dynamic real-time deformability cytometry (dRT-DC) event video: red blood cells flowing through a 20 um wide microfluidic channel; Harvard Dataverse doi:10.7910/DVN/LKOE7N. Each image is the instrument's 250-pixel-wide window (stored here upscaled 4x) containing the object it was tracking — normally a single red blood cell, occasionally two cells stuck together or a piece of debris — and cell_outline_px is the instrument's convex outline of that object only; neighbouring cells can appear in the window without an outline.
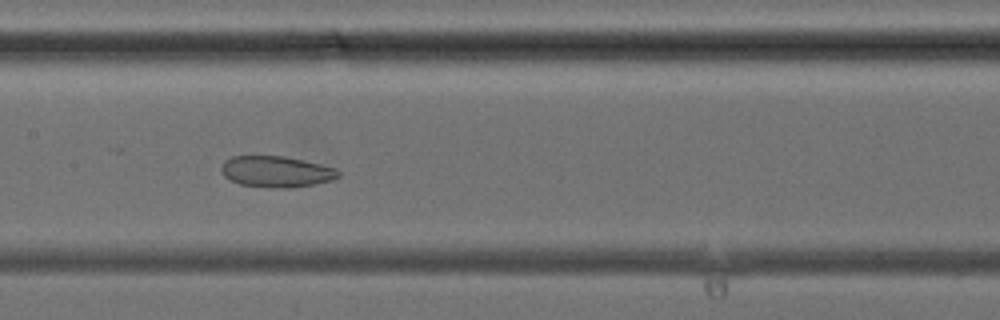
{"species": "common noctule bat (a hibernating species)", "species_latin": "Nyctalus noctula", "temperature_condition": "cold", "stored_images_in_passage": 34, "camera_frame_rate_fps": 3000, "um_per_image_px": 0.085, "animal": {"sex": "female", "body_mass_g": 24.6, "forearm_length_mm": 56.2}, "frame": {"image": 1, "passage_image": 13, "time_ms": 4.0, "image_size_px": [1000, 320], "cell_outline_px": [[340, 176], [332, 180], [312, 184], [288, 188], [272, 188], [240, 184], [228, 180], [224, 176], [220, 168], [224, 160], [232, 156], [284, 156], [320, 164], [336, 168], [340, 172]], "centroid_in_image_um": [23.45, 14.59], "position_along_channel_um": 183.9, "area_um2": 21.27}}
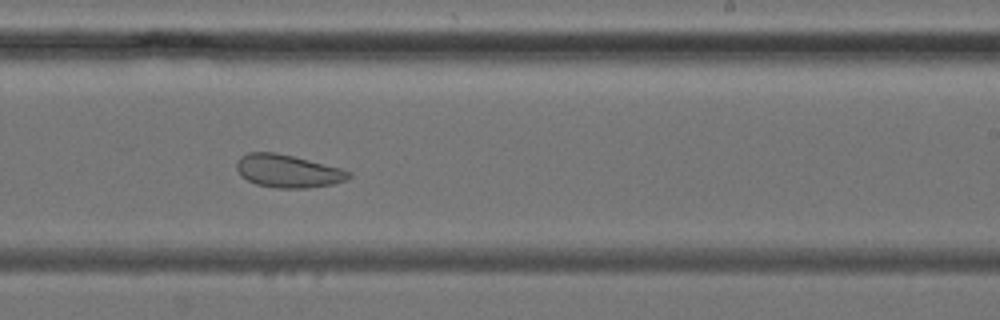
{"frame": {"image": 2, "passage_image": 18, "time_ms": 5.667, "image_size_px": [1000, 320], "cell_outline_px": [[352, 176], [344, 180], [332, 184], [308, 188], [276, 188], [256, 184], [240, 176], [236, 168], [236, 160], [240, 156], [248, 152], [276, 152], [340, 168], [352, 172]], "centroid_in_image_um": [24.42, 14.54], "position_along_channel_um": 264.6, "area_um2": 21.5}}
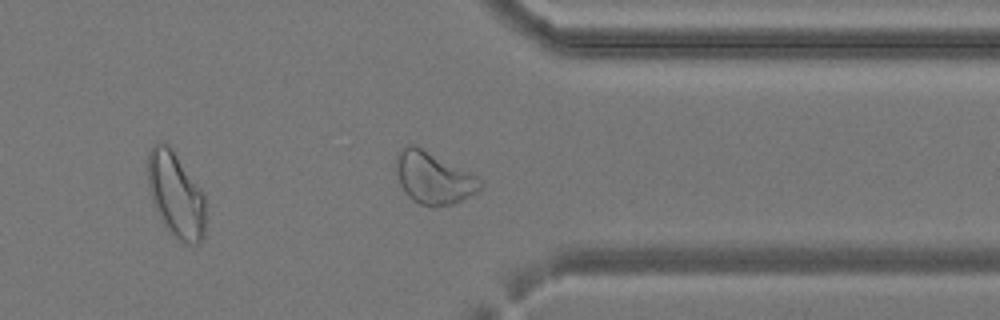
{"frame": {"image": 3, "passage_image": 25, "time_ms": 8.0, "image_size_px": [1000, 320], "cell_outline_px": [[484, 184], [476, 192], [452, 204], [432, 208], [420, 204], [412, 200], [404, 192], [400, 184], [396, 172], [396, 152], [400, 148], [408, 144], [416, 144], [484, 180]], "centroid_in_image_um": [36.81, 15.11], "position_along_channel_um": 374.6, "area_um2": 25.72}}